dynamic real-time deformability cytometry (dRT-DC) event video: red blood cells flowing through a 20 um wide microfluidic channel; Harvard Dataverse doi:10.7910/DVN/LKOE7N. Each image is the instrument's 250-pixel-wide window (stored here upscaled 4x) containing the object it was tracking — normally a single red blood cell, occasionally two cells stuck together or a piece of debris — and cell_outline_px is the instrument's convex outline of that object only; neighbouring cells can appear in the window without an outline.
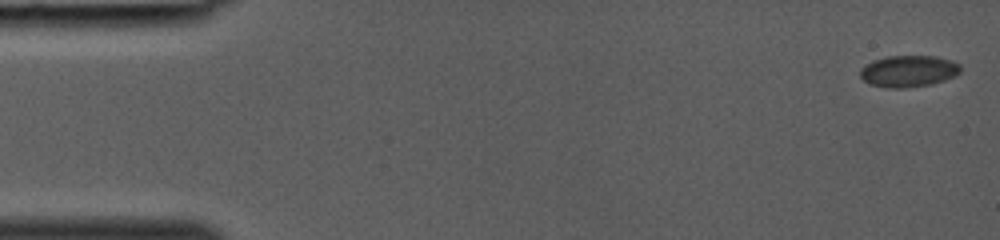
{"species": "common noctule bat (a hibernating species)", "species_latin": "Nyctalus noctula", "temperature_condition": "room temperature", "stored_images_in_passage": 38, "camera_frame_rate_fps": 3000, "um_per_image_px": 0.085, "animal": {"sex": "female", "body_mass_g": 19.0, "forearm_length_mm": 53.3}, "frame": {"image": 1, "passage_image": 1, "time_ms": 0.0, "image_size_px": [1000, 240], "cell_outline_px": [[960, 72], [956, 76], [932, 84], [904, 88], [888, 88], [868, 84], [860, 76], [860, 68], [864, 64], [872, 60], [888, 56], [936, 56], [952, 60], [960, 64]], "centroid_in_image_um": [77.21, 6.05], "position_along_channel_um": 7.8, "area_um2": 18.73}}
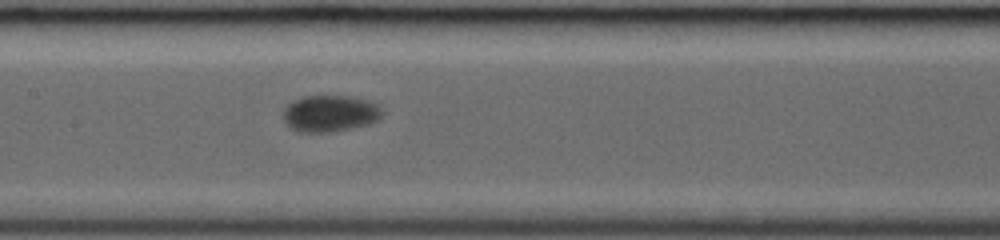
{"frame": {"image": 2, "passage_image": 20, "time_ms": 6.333, "image_size_px": [1000, 240], "cell_outline_px": [[384, 112], [376, 120], [368, 124], [352, 128], [328, 132], [296, 132], [288, 128], [284, 120], [284, 108], [292, 100], [300, 96], [348, 96], [368, 100], [380, 104]], "centroid_in_image_um": [28.03, 9.64], "position_along_channel_um": 179.4, "area_um2": 21.39}}
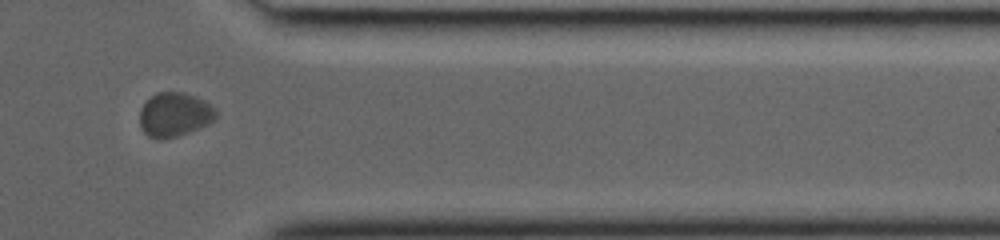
{"frame": {"image": 3, "passage_image": 33, "time_ms": 10.667, "image_size_px": [1000, 240], "cell_outline_px": [[216, 116], [208, 124], [200, 128], [176, 136], [160, 140], [148, 136], [144, 132], [140, 124], [140, 108], [156, 92], [184, 92], [196, 96], [212, 104], [216, 108]], "centroid_in_image_um": [14.85, 9.73], "position_along_channel_um": 396.6, "area_um2": 19.65}}